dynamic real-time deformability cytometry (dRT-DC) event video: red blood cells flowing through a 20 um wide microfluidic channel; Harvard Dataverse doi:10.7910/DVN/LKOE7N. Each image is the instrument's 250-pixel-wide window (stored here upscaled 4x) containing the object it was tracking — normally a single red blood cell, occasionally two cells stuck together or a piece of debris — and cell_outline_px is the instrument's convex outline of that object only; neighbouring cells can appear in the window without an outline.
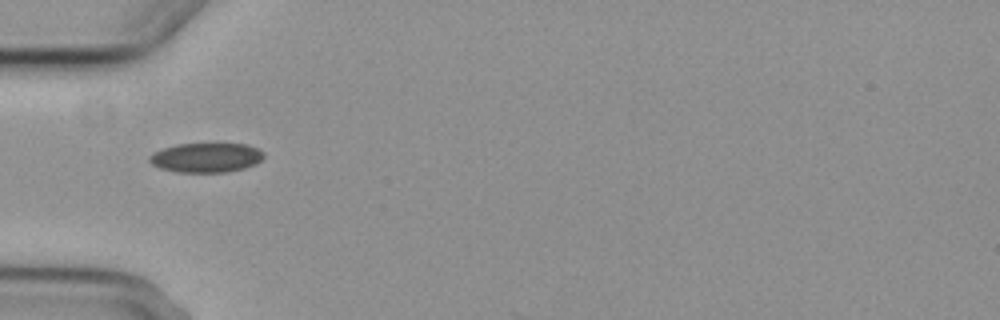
{"species": "common noctule bat (a hibernating species)", "species_latin": "Nyctalus noctula", "temperature_condition": "cold", "stored_images_in_passage": 7, "camera_frame_rate_fps": 3000, "um_per_image_px": 0.085, "animal": {"sex": "female", "body_mass_g": 29.2, "forearm_length_mm": 56.3}, "frame": {"image": 1, "passage_image": 5, "time_ms": 8.0, "image_size_px": [1000, 320], "cell_outline_px": [[264, 156], [256, 164], [244, 168], [224, 172], [176, 172], [160, 168], [152, 164], [148, 160], [148, 156], [152, 152], [176, 144], [216, 140], [248, 144], [264, 152]], "centroid_in_image_um": [17.53, 13.33], "position_along_channel_um": 67.5, "area_um2": 20.69}}
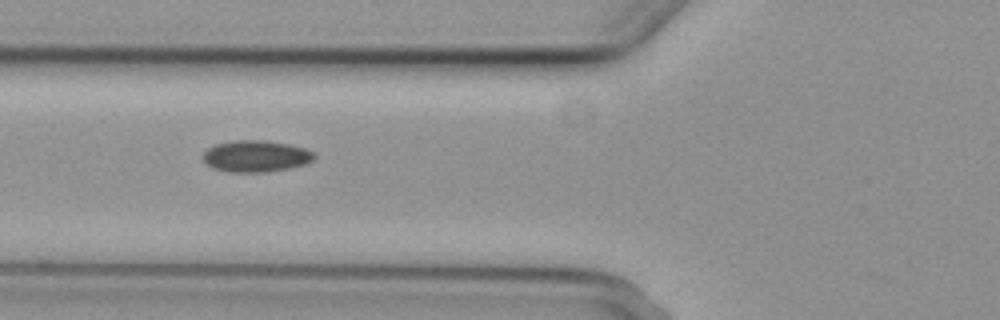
{"frame": {"image": 2, "passage_image": 6, "time_ms": 9.0, "image_size_px": [1000, 320], "cell_outline_px": [[316, 156], [312, 160], [304, 164], [288, 168], [264, 172], [228, 172], [212, 168], [204, 160], [204, 152], [208, 148], [216, 144], [236, 140], [264, 140], [288, 144], [304, 148], [316, 152]], "centroid_in_image_um": [21.76, 13.27], "position_along_channel_um": 104.0, "area_um2": 20.35}}
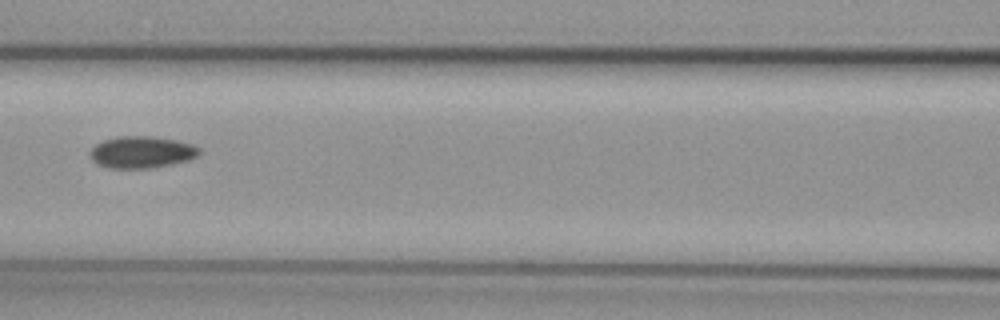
{"frame": {"image": 3, "passage_image": 7, "time_ms": 10.333, "image_size_px": [1000, 320], "cell_outline_px": [[200, 152], [196, 156], [188, 160], [172, 164], [152, 168], [108, 168], [96, 164], [92, 160], [88, 152], [96, 144], [104, 140], [116, 136], [152, 136], [176, 140], [192, 144], [200, 148]], "centroid_in_image_um": [12.01, 12.93], "position_along_channel_um": 154.6, "area_um2": 20.4}}